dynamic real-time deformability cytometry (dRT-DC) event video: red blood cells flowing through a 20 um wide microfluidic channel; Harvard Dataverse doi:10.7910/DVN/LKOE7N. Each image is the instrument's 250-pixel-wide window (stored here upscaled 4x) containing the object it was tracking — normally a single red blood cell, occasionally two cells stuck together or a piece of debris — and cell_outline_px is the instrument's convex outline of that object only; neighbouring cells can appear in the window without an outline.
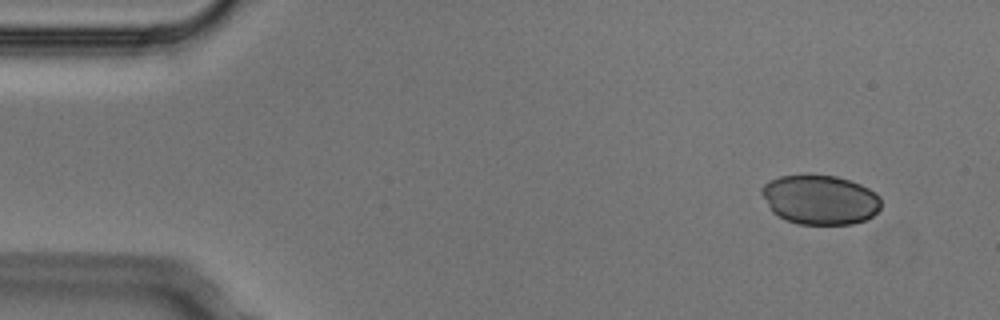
{"species": "Egyptian fruit bat (a non-hibernating species)", "species_latin": "Rousettus aegyptiacus", "temperature_condition": "cold", "stored_images_in_passage": 4, "camera_frame_rate_fps": 3000, "um_per_image_px": 0.085, "animal": {"sex": "male"}, "frame": {"image": 1, "passage_image": 1, "time_ms": 0.0, "image_size_px": [1000, 320], "cell_outline_px": [[880, 208], [872, 216], [864, 220], [852, 224], [800, 224], [784, 220], [772, 212], [760, 192], [760, 188], [768, 180], [780, 176], [836, 176], [860, 184], [876, 192], [880, 196]], "centroid_in_image_um": [69.68, 16.99], "position_along_channel_um": 15.3, "area_um2": 34.33}}